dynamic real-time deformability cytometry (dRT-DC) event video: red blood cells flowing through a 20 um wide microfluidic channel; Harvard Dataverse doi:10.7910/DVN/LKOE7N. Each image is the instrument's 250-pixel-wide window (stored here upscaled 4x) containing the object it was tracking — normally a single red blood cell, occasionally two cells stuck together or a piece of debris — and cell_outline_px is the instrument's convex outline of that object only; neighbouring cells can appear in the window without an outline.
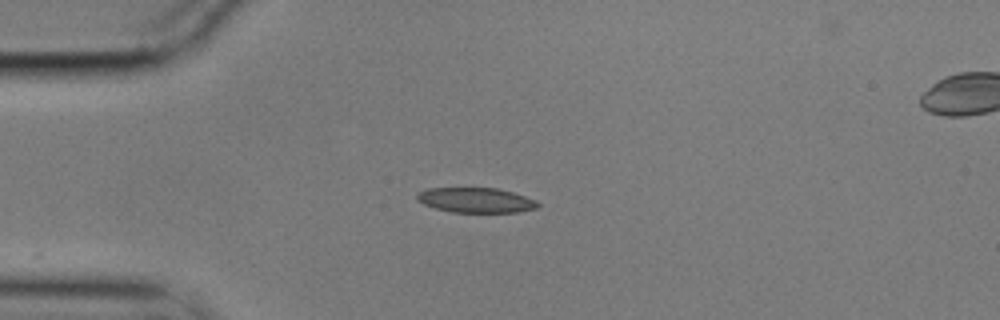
{"species": "common noctule bat (a hibernating species)", "species_latin": "Nyctalus noctula", "temperature_condition": "cold", "stored_images_in_passage": 29, "camera_frame_rate_fps": 3000, "um_per_image_px": 0.085, "animal": {"sex": "male", "body_mass_g": 17.9}, "frame": {"image": 1, "passage_image": 1, "time_ms": 0.0, "image_size_px": [1000, 320], "cell_outline_px": [[540, 204], [536, 208], [516, 212], [452, 212], [436, 208], [424, 204], [416, 200], [416, 192], [428, 188], [496, 188], [512, 192], [536, 200]], "centroid_in_image_um": [40.41, 17.01], "position_along_channel_um": 44.6, "area_um2": 17.51}}
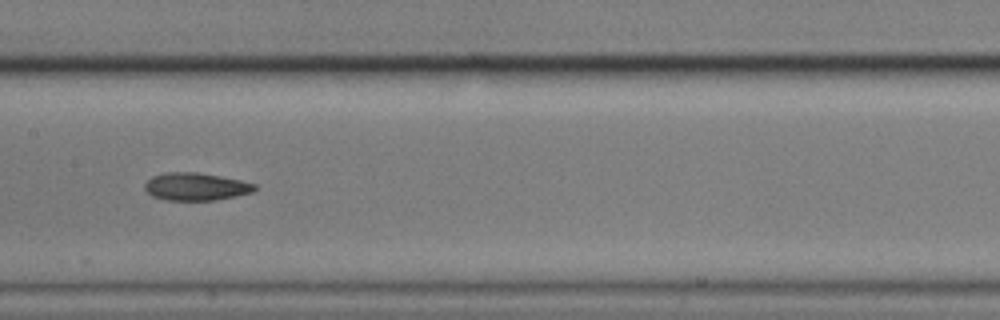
{"frame": {"image": 2, "passage_image": 15, "time_ms": 4.667, "image_size_px": [1000, 320], "cell_outline_px": [[256, 188], [252, 192], [236, 196], [216, 200], [168, 200], [152, 196], [144, 188], [144, 184], [152, 176], [164, 172], [196, 172], [220, 176], [240, 180], [256, 184]], "centroid_in_image_um": [16.63, 15.86], "position_along_channel_um": 190.8, "area_um2": 17.69}}
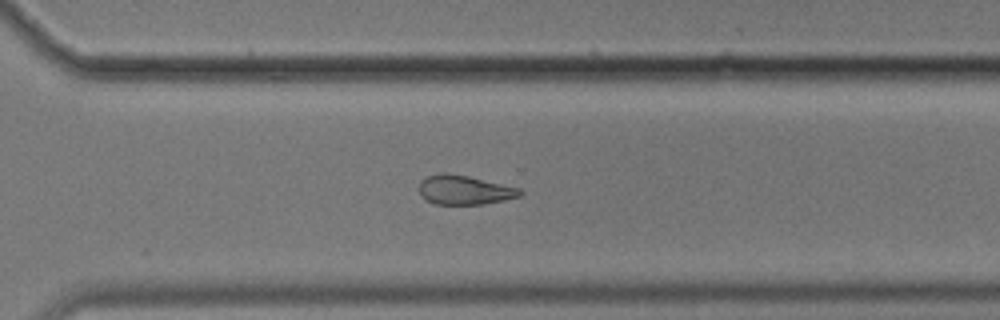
{"frame": {"image": 3, "passage_image": 27, "time_ms": 8.667, "image_size_px": [1000, 320], "cell_outline_px": [[524, 192], [520, 196], [504, 200], [484, 204], [436, 204], [428, 200], [420, 192], [420, 180], [424, 176], [440, 172], [444, 172], [468, 176], [520, 188]], "centroid_in_image_um": [39.48, 16.13], "position_along_channel_um": 331.1, "area_um2": 17.17}}